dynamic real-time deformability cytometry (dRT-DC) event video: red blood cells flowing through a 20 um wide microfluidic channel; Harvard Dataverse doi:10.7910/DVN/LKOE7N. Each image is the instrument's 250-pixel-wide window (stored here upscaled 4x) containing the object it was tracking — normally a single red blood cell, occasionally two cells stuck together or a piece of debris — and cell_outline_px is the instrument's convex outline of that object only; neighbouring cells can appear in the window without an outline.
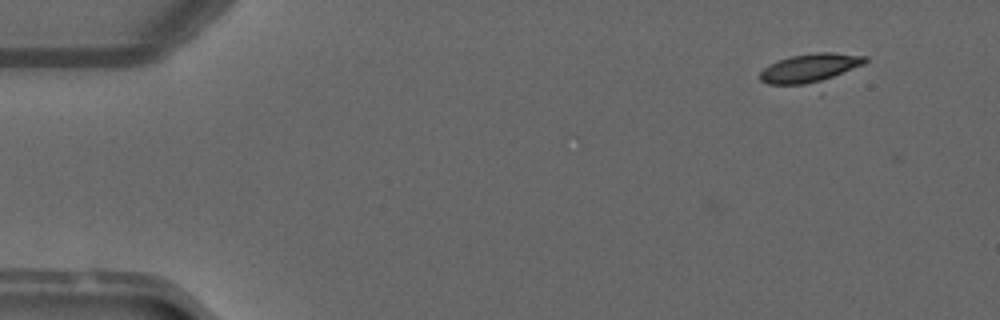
{"species": "common noctule bat (a hibernating species)", "species_latin": "Nyctalus noctula", "temperature_condition": "warm", "stored_images_in_passage": 2, "camera_frame_rate_fps": 3000, "um_per_image_px": 0.085, "animal": {"sex": "male", "forearm_length_mm": 52.5}, "frame": {"image": 1, "passage_image": 1, "time_ms": 0.0, "image_size_px": [1000, 320], "cell_outline_px": [[868, 60], [864, 64], [812, 84], [768, 84], [760, 80], [760, 72], [768, 64], [776, 60], [792, 56], [816, 52], [832, 52], [868, 56]], "centroid_in_image_um": [68.83, 5.76], "position_along_channel_um": 16.2, "area_um2": 17.4}}